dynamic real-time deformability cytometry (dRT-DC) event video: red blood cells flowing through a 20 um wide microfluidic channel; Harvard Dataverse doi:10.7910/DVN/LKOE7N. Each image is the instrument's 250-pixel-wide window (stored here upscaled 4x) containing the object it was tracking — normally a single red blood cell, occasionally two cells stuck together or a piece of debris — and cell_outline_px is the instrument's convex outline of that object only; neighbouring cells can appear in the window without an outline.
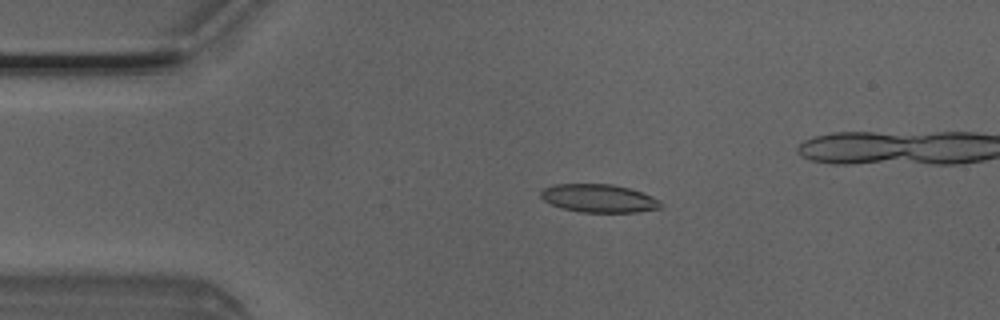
{"species": "Egyptian fruit bat (a non-hibernating species)", "species_latin": "Rousettus aegyptiacus", "temperature_condition": "room temperature", "stored_images_in_passage": 5, "camera_frame_rate_fps": 3000, "um_per_image_px": 0.085, "animal": {"sex": "male"}, "frame": {"image": 1, "passage_image": 3, "time_ms": 0.667, "image_size_px": [1000, 320], "cell_outline_px": [[660, 208], [640, 212], [580, 212], [564, 208], [552, 204], [544, 200], [540, 196], [540, 192], [544, 188], [556, 184], [612, 184], [644, 192], [660, 200]], "centroid_in_image_um": [50.92, 16.85], "position_along_channel_um": 34.1, "area_um2": 19.59}}